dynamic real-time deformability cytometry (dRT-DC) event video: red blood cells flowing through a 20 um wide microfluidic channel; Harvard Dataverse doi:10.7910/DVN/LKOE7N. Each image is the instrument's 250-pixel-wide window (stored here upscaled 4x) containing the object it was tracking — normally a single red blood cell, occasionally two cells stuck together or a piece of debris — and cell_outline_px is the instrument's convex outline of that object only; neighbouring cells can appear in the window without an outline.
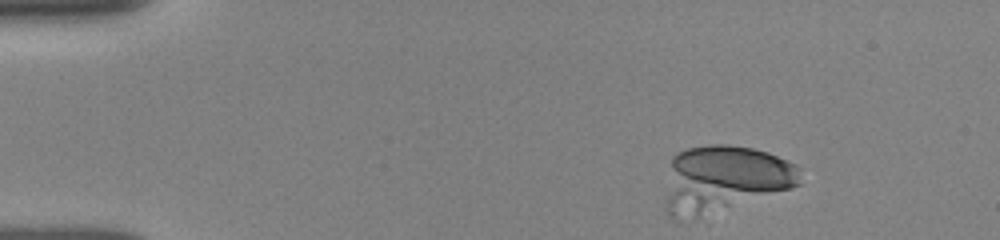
{"species": "human", "species_latin": "Homo sapiens", "temperature_condition": "room temperature", "stored_images_in_passage": 24, "camera_frame_rate_fps": 3000, "um_per_image_px": 0.085, "donor": {"sex": "female"}, "frame": {"image": 1, "passage_image": 1, "time_ms": 0.0, "image_size_px": [1000, 240], "cell_outline_px": [[800, 184], [700, 220], [676, 220], [668, 216], [664, 208], [672, 156], [676, 152], [688, 148], [708, 144], [728, 144], [752, 148], [768, 152], [796, 164], [800, 168]], "centroid_in_image_um": [61.51, 15.25], "position_along_channel_um": 23.5, "area_um2": 53.52}}
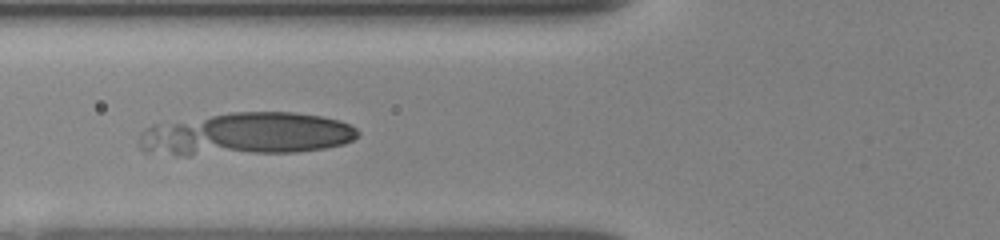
{"frame": {"image": 2, "passage_image": 16, "time_ms": 4.333, "image_size_px": [1000, 240], "cell_outline_px": [[360, 136], [344, 144], [324, 148], [296, 152], [188, 156], [176, 156], [144, 152], [136, 144], [140, 132], [144, 128], [152, 124], [232, 112], [292, 112], [320, 116], [340, 120], [356, 128], [360, 132]], "centroid_in_image_um": [20.84, 11.42], "position_along_channel_um": 105.0, "area_um2": 55.49}}
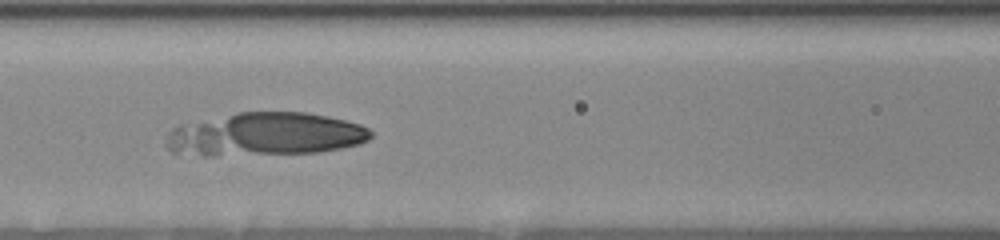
{"frame": {"image": 3, "passage_image": 18, "time_ms": 5.333, "image_size_px": [1000, 240], "cell_outline_px": [[372, 136], [368, 140], [360, 144], [320, 152], [216, 156], [204, 156], [172, 152], [164, 144], [168, 132], [180, 124], [236, 112], [304, 112], [328, 116], [360, 124], [368, 128], [372, 132]], "centroid_in_image_um": [22.51, 11.42], "position_along_channel_um": 144.1, "area_um2": 51.96}}